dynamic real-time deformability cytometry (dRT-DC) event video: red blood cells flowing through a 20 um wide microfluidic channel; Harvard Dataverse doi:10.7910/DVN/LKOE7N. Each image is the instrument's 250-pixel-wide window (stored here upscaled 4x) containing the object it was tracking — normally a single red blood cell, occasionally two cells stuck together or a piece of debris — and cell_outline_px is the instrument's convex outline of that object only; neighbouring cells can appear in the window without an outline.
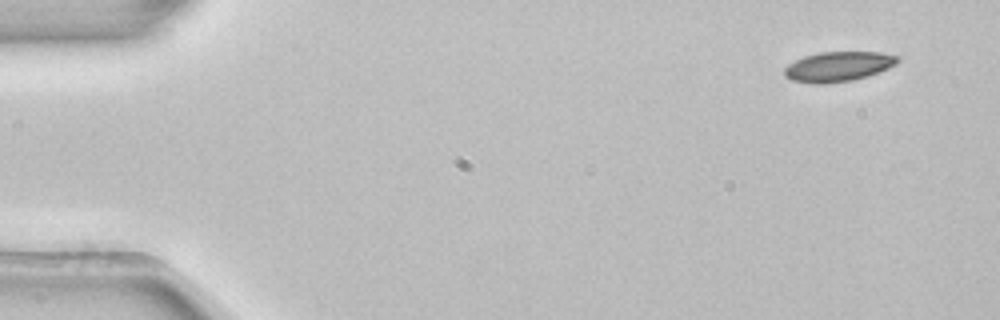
{"species": "common noctule bat (a hibernating species)", "species_latin": "Nyctalus noctula", "temperature_condition": "room temperature", "stored_images_in_passage": 5, "camera_frame_rate_fps": 3000, "um_per_image_px": 0.085, "animal": {"sex": "female", "body_mass_g": 22.7, "forearm_length_mm": 54.2}, "frame": {"image": 1, "passage_image": 1, "time_ms": 0.0, "image_size_px": [1000, 320], "cell_outline_px": [[900, 60], [896, 64], [888, 68], [868, 76], [852, 80], [828, 84], [812, 84], [792, 80], [784, 76], [784, 68], [788, 64], [804, 56], [820, 52], [880, 52], [900, 56]], "centroid_in_image_um": [71.25, 5.66], "position_along_channel_um": 13.8, "area_um2": 19.88}}
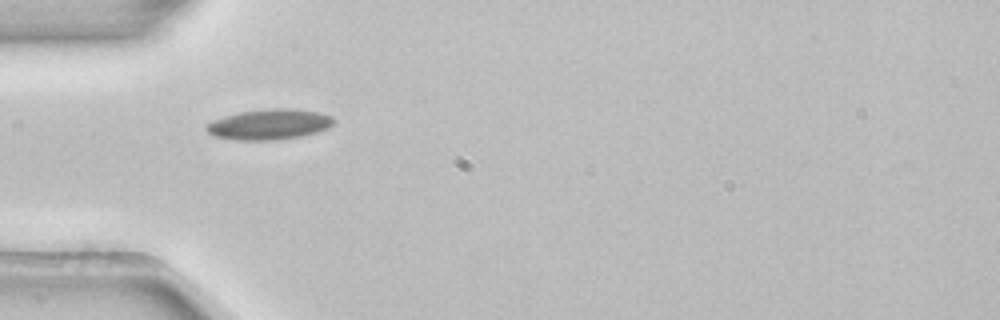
{"frame": {"image": 2, "passage_image": 4, "time_ms": 1.0, "image_size_px": [1000, 320], "cell_outline_px": [[332, 124], [328, 128], [316, 132], [300, 136], [272, 140], [236, 140], [216, 136], [208, 132], [204, 128], [212, 120], [224, 116], [240, 112], [268, 108], [292, 108], [320, 112], [332, 116]], "centroid_in_image_um": [22.88, 10.56], "position_along_channel_um": 62.1, "area_um2": 22.48}}